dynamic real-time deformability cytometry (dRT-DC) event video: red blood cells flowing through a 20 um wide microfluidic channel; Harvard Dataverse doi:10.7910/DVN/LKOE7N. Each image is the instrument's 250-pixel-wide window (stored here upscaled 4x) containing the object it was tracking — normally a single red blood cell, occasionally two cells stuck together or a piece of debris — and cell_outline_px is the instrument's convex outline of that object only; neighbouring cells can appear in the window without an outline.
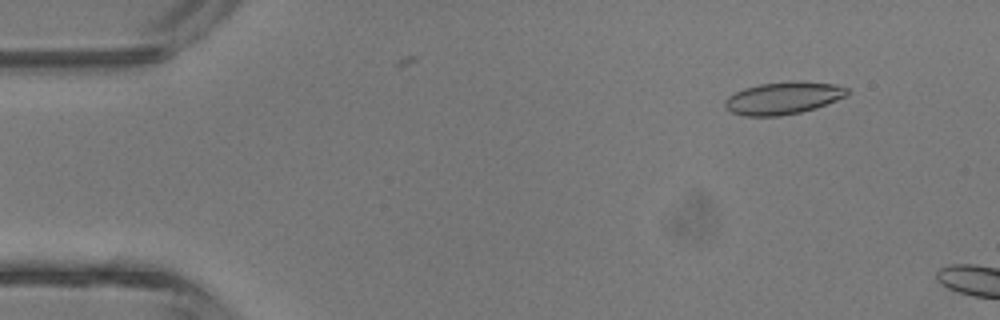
{"species": "common noctule bat (a hibernating species)", "species_latin": "Nyctalus noctula", "temperature_condition": "room temperature", "stored_images_in_passage": 6, "camera_frame_rate_fps": 3000, "um_per_image_px": 0.085, "animal": {"sex": "male", "body_mass_g": 13.3}, "frame": {"image": 1, "passage_image": 4, "time_ms": 1.0, "image_size_px": [1000, 320], "cell_outline_px": [[848, 92], [844, 96], [836, 100], [816, 108], [800, 112], [780, 116], [744, 116], [732, 112], [724, 108], [724, 100], [728, 96], [744, 88], [760, 84], [796, 80], [800, 80], [836, 84], [848, 88]], "centroid_in_image_um": [66.55, 8.33], "position_along_channel_um": 18.4, "area_um2": 23.18}}